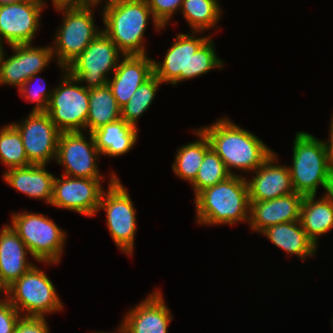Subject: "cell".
Instances as JSON below:
<instances>
[{
  "label": "cell",
  "mask_w": 333,
  "mask_h": 333,
  "mask_svg": "<svg viewBox=\"0 0 333 333\" xmlns=\"http://www.w3.org/2000/svg\"><path fill=\"white\" fill-rule=\"evenodd\" d=\"M125 311L120 321L127 333H168L175 317L159 287Z\"/></svg>",
  "instance_id": "cell-17"
},
{
  "label": "cell",
  "mask_w": 333,
  "mask_h": 333,
  "mask_svg": "<svg viewBox=\"0 0 333 333\" xmlns=\"http://www.w3.org/2000/svg\"><path fill=\"white\" fill-rule=\"evenodd\" d=\"M32 1L39 2V3L44 4L46 6V0H32Z\"/></svg>",
  "instance_id": "cell-43"
},
{
  "label": "cell",
  "mask_w": 333,
  "mask_h": 333,
  "mask_svg": "<svg viewBox=\"0 0 333 333\" xmlns=\"http://www.w3.org/2000/svg\"><path fill=\"white\" fill-rule=\"evenodd\" d=\"M330 321H331L330 323L332 324V325H331V327H332V328H331V331H332V333H333V316L331 317Z\"/></svg>",
  "instance_id": "cell-44"
},
{
  "label": "cell",
  "mask_w": 333,
  "mask_h": 333,
  "mask_svg": "<svg viewBox=\"0 0 333 333\" xmlns=\"http://www.w3.org/2000/svg\"><path fill=\"white\" fill-rule=\"evenodd\" d=\"M260 236L267 238L275 247L285 252L286 257H298L302 263L317 257L319 248L308 238L301 222H286L272 225Z\"/></svg>",
  "instance_id": "cell-23"
},
{
  "label": "cell",
  "mask_w": 333,
  "mask_h": 333,
  "mask_svg": "<svg viewBox=\"0 0 333 333\" xmlns=\"http://www.w3.org/2000/svg\"><path fill=\"white\" fill-rule=\"evenodd\" d=\"M164 84L153 74L147 81L139 86L129 102L121 108V119L134 127L138 126L139 119L149 112L156 95Z\"/></svg>",
  "instance_id": "cell-29"
},
{
  "label": "cell",
  "mask_w": 333,
  "mask_h": 333,
  "mask_svg": "<svg viewBox=\"0 0 333 333\" xmlns=\"http://www.w3.org/2000/svg\"><path fill=\"white\" fill-rule=\"evenodd\" d=\"M278 155L274 151L256 171L245 177L249 201L273 200L295 192L288 163H281Z\"/></svg>",
  "instance_id": "cell-18"
},
{
  "label": "cell",
  "mask_w": 333,
  "mask_h": 333,
  "mask_svg": "<svg viewBox=\"0 0 333 333\" xmlns=\"http://www.w3.org/2000/svg\"><path fill=\"white\" fill-rule=\"evenodd\" d=\"M141 129L123 119L108 123L92 132L101 156L117 158L128 154L137 145Z\"/></svg>",
  "instance_id": "cell-24"
},
{
  "label": "cell",
  "mask_w": 333,
  "mask_h": 333,
  "mask_svg": "<svg viewBox=\"0 0 333 333\" xmlns=\"http://www.w3.org/2000/svg\"><path fill=\"white\" fill-rule=\"evenodd\" d=\"M6 45H4L1 40H0V56L2 55L3 49L5 48Z\"/></svg>",
  "instance_id": "cell-42"
},
{
  "label": "cell",
  "mask_w": 333,
  "mask_h": 333,
  "mask_svg": "<svg viewBox=\"0 0 333 333\" xmlns=\"http://www.w3.org/2000/svg\"><path fill=\"white\" fill-rule=\"evenodd\" d=\"M104 183V179L55 175L50 206L87 218L96 217L102 193L106 189Z\"/></svg>",
  "instance_id": "cell-14"
},
{
  "label": "cell",
  "mask_w": 333,
  "mask_h": 333,
  "mask_svg": "<svg viewBox=\"0 0 333 333\" xmlns=\"http://www.w3.org/2000/svg\"><path fill=\"white\" fill-rule=\"evenodd\" d=\"M60 78L45 111L61 132L85 131L89 112V89L79 84L66 68L55 63Z\"/></svg>",
  "instance_id": "cell-10"
},
{
  "label": "cell",
  "mask_w": 333,
  "mask_h": 333,
  "mask_svg": "<svg viewBox=\"0 0 333 333\" xmlns=\"http://www.w3.org/2000/svg\"><path fill=\"white\" fill-rule=\"evenodd\" d=\"M0 228V281L8 288L37 261L9 223Z\"/></svg>",
  "instance_id": "cell-21"
},
{
  "label": "cell",
  "mask_w": 333,
  "mask_h": 333,
  "mask_svg": "<svg viewBox=\"0 0 333 333\" xmlns=\"http://www.w3.org/2000/svg\"><path fill=\"white\" fill-rule=\"evenodd\" d=\"M44 4L32 0L0 6V40L7 46L34 43L42 28Z\"/></svg>",
  "instance_id": "cell-16"
},
{
  "label": "cell",
  "mask_w": 333,
  "mask_h": 333,
  "mask_svg": "<svg viewBox=\"0 0 333 333\" xmlns=\"http://www.w3.org/2000/svg\"><path fill=\"white\" fill-rule=\"evenodd\" d=\"M191 132L196 139L178 146L171 163L175 177L184 180L189 185L195 180L205 153L211 148L208 138L199 128L194 127Z\"/></svg>",
  "instance_id": "cell-26"
},
{
  "label": "cell",
  "mask_w": 333,
  "mask_h": 333,
  "mask_svg": "<svg viewBox=\"0 0 333 333\" xmlns=\"http://www.w3.org/2000/svg\"><path fill=\"white\" fill-rule=\"evenodd\" d=\"M223 160L210 148L204 156L195 180L190 184L193 198L203 189L214 186L230 177Z\"/></svg>",
  "instance_id": "cell-31"
},
{
  "label": "cell",
  "mask_w": 333,
  "mask_h": 333,
  "mask_svg": "<svg viewBox=\"0 0 333 333\" xmlns=\"http://www.w3.org/2000/svg\"><path fill=\"white\" fill-rule=\"evenodd\" d=\"M153 16L160 22V24L165 26L175 27L177 26V21L175 16L179 14L182 6L183 0H146ZM174 17V18H173ZM175 19V23L173 22Z\"/></svg>",
  "instance_id": "cell-33"
},
{
  "label": "cell",
  "mask_w": 333,
  "mask_h": 333,
  "mask_svg": "<svg viewBox=\"0 0 333 333\" xmlns=\"http://www.w3.org/2000/svg\"><path fill=\"white\" fill-rule=\"evenodd\" d=\"M9 214V224L37 262L61 263L68 242L65 229L44 213L26 208Z\"/></svg>",
  "instance_id": "cell-9"
},
{
  "label": "cell",
  "mask_w": 333,
  "mask_h": 333,
  "mask_svg": "<svg viewBox=\"0 0 333 333\" xmlns=\"http://www.w3.org/2000/svg\"><path fill=\"white\" fill-rule=\"evenodd\" d=\"M300 222L308 238L319 248V239L333 231V205L320 194L304 196L300 208Z\"/></svg>",
  "instance_id": "cell-25"
},
{
  "label": "cell",
  "mask_w": 333,
  "mask_h": 333,
  "mask_svg": "<svg viewBox=\"0 0 333 333\" xmlns=\"http://www.w3.org/2000/svg\"><path fill=\"white\" fill-rule=\"evenodd\" d=\"M20 1H22V0H0V6L14 4V3H18Z\"/></svg>",
  "instance_id": "cell-41"
},
{
  "label": "cell",
  "mask_w": 333,
  "mask_h": 333,
  "mask_svg": "<svg viewBox=\"0 0 333 333\" xmlns=\"http://www.w3.org/2000/svg\"><path fill=\"white\" fill-rule=\"evenodd\" d=\"M303 195L291 193L267 201H249L248 227L252 233L260 235L272 225L300 220Z\"/></svg>",
  "instance_id": "cell-20"
},
{
  "label": "cell",
  "mask_w": 333,
  "mask_h": 333,
  "mask_svg": "<svg viewBox=\"0 0 333 333\" xmlns=\"http://www.w3.org/2000/svg\"><path fill=\"white\" fill-rule=\"evenodd\" d=\"M99 3L101 10L97 15L99 13L103 23L102 31L124 55L149 54L145 35L150 23L157 34L169 28L157 21L146 0H103Z\"/></svg>",
  "instance_id": "cell-3"
},
{
  "label": "cell",
  "mask_w": 333,
  "mask_h": 333,
  "mask_svg": "<svg viewBox=\"0 0 333 333\" xmlns=\"http://www.w3.org/2000/svg\"><path fill=\"white\" fill-rule=\"evenodd\" d=\"M117 329H114L113 332L112 331H93L91 333H127V330L125 329V327L123 326V324L121 322L118 323V325L115 327Z\"/></svg>",
  "instance_id": "cell-40"
},
{
  "label": "cell",
  "mask_w": 333,
  "mask_h": 333,
  "mask_svg": "<svg viewBox=\"0 0 333 333\" xmlns=\"http://www.w3.org/2000/svg\"><path fill=\"white\" fill-rule=\"evenodd\" d=\"M49 165L31 164L2 172V180L11 189L29 199L43 201L50 206L53 196L55 174L47 169Z\"/></svg>",
  "instance_id": "cell-22"
},
{
  "label": "cell",
  "mask_w": 333,
  "mask_h": 333,
  "mask_svg": "<svg viewBox=\"0 0 333 333\" xmlns=\"http://www.w3.org/2000/svg\"><path fill=\"white\" fill-rule=\"evenodd\" d=\"M323 192L321 194L333 205V169L329 172Z\"/></svg>",
  "instance_id": "cell-37"
},
{
  "label": "cell",
  "mask_w": 333,
  "mask_h": 333,
  "mask_svg": "<svg viewBox=\"0 0 333 333\" xmlns=\"http://www.w3.org/2000/svg\"><path fill=\"white\" fill-rule=\"evenodd\" d=\"M22 315L7 301L0 306V333H14Z\"/></svg>",
  "instance_id": "cell-35"
},
{
  "label": "cell",
  "mask_w": 333,
  "mask_h": 333,
  "mask_svg": "<svg viewBox=\"0 0 333 333\" xmlns=\"http://www.w3.org/2000/svg\"><path fill=\"white\" fill-rule=\"evenodd\" d=\"M47 317H25L18 321L14 333H51Z\"/></svg>",
  "instance_id": "cell-34"
},
{
  "label": "cell",
  "mask_w": 333,
  "mask_h": 333,
  "mask_svg": "<svg viewBox=\"0 0 333 333\" xmlns=\"http://www.w3.org/2000/svg\"><path fill=\"white\" fill-rule=\"evenodd\" d=\"M293 137L292 162L288 164L293 189L303 196L319 195L332 169L327 140L304 130Z\"/></svg>",
  "instance_id": "cell-6"
},
{
  "label": "cell",
  "mask_w": 333,
  "mask_h": 333,
  "mask_svg": "<svg viewBox=\"0 0 333 333\" xmlns=\"http://www.w3.org/2000/svg\"><path fill=\"white\" fill-rule=\"evenodd\" d=\"M121 119V108L118 106L110 87L89 89V112L87 115L86 132L92 133L108 123Z\"/></svg>",
  "instance_id": "cell-28"
},
{
  "label": "cell",
  "mask_w": 333,
  "mask_h": 333,
  "mask_svg": "<svg viewBox=\"0 0 333 333\" xmlns=\"http://www.w3.org/2000/svg\"><path fill=\"white\" fill-rule=\"evenodd\" d=\"M0 164L6 167L3 172L31 165L19 131L9 122L0 126Z\"/></svg>",
  "instance_id": "cell-30"
},
{
  "label": "cell",
  "mask_w": 333,
  "mask_h": 333,
  "mask_svg": "<svg viewBox=\"0 0 333 333\" xmlns=\"http://www.w3.org/2000/svg\"><path fill=\"white\" fill-rule=\"evenodd\" d=\"M37 263L8 287V301L22 316L49 318V315L65 311V304L46 270L39 266L55 267L59 263Z\"/></svg>",
  "instance_id": "cell-8"
},
{
  "label": "cell",
  "mask_w": 333,
  "mask_h": 333,
  "mask_svg": "<svg viewBox=\"0 0 333 333\" xmlns=\"http://www.w3.org/2000/svg\"><path fill=\"white\" fill-rule=\"evenodd\" d=\"M153 60L149 54L124 55L107 81L120 108H123L139 88L153 74Z\"/></svg>",
  "instance_id": "cell-19"
},
{
  "label": "cell",
  "mask_w": 333,
  "mask_h": 333,
  "mask_svg": "<svg viewBox=\"0 0 333 333\" xmlns=\"http://www.w3.org/2000/svg\"><path fill=\"white\" fill-rule=\"evenodd\" d=\"M193 200L195 223L200 227L248 226L250 202L244 176L231 175L203 189Z\"/></svg>",
  "instance_id": "cell-4"
},
{
  "label": "cell",
  "mask_w": 333,
  "mask_h": 333,
  "mask_svg": "<svg viewBox=\"0 0 333 333\" xmlns=\"http://www.w3.org/2000/svg\"><path fill=\"white\" fill-rule=\"evenodd\" d=\"M94 2H100V1H103V0H93Z\"/></svg>",
  "instance_id": "cell-45"
},
{
  "label": "cell",
  "mask_w": 333,
  "mask_h": 333,
  "mask_svg": "<svg viewBox=\"0 0 333 333\" xmlns=\"http://www.w3.org/2000/svg\"><path fill=\"white\" fill-rule=\"evenodd\" d=\"M96 10H101L99 2L54 9L62 16L50 43L55 63L66 68L102 31L95 20Z\"/></svg>",
  "instance_id": "cell-5"
},
{
  "label": "cell",
  "mask_w": 333,
  "mask_h": 333,
  "mask_svg": "<svg viewBox=\"0 0 333 333\" xmlns=\"http://www.w3.org/2000/svg\"><path fill=\"white\" fill-rule=\"evenodd\" d=\"M172 40L171 46L163 52V59L153 60L154 75L163 84L175 87L179 83L201 78L212 70L224 69L226 61L219 56L212 35L206 32H179Z\"/></svg>",
  "instance_id": "cell-1"
},
{
  "label": "cell",
  "mask_w": 333,
  "mask_h": 333,
  "mask_svg": "<svg viewBox=\"0 0 333 333\" xmlns=\"http://www.w3.org/2000/svg\"><path fill=\"white\" fill-rule=\"evenodd\" d=\"M11 48V55L5 48L0 56V87H14L17 90L26 80L36 73H42L54 63L52 47L48 45H34V43L15 44Z\"/></svg>",
  "instance_id": "cell-13"
},
{
  "label": "cell",
  "mask_w": 333,
  "mask_h": 333,
  "mask_svg": "<svg viewBox=\"0 0 333 333\" xmlns=\"http://www.w3.org/2000/svg\"><path fill=\"white\" fill-rule=\"evenodd\" d=\"M46 0V8L50 5ZM52 3V9L60 8V7H74V6H86L92 2L93 0H50Z\"/></svg>",
  "instance_id": "cell-36"
},
{
  "label": "cell",
  "mask_w": 333,
  "mask_h": 333,
  "mask_svg": "<svg viewBox=\"0 0 333 333\" xmlns=\"http://www.w3.org/2000/svg\"><path fill=\"white\" fill-rule=\"evenodd\" d=\"M41 74L36 73L17 90V94L20 95L23 101L35 104L30 109V112H45L54 91L55 85L49 87L47 80L43 76L41 77Z\"/></svg>",
  "instance_id": "cell-32"
},
{
  "label": "cell",
  "mask_w": 333,
  "mask_h": 333,
  "mask_svg": "<svg viewBox=\"0 0 333 333\" xmlns=\"http://www.w3.org/2000/svg\"><path fill=\"white\" fill-rule=\"evenodd\" d=\"M124 54L101 31L97 37L73 60L66 71L87 89L107 84Z\"/></svg>",
  "instance_id": "cell-11"
},
{
  "label": "cell",
  "mask_w": 333,
  "mask_h": 333,
  "mask_svg": "<svg viewBox=\"0 0 333 333\" xmlns=\"http://www.w3.org/2000/svg\"><path fill=\"white\" fill-rule=\"evenodd\" d=\"M102 158L96 147L93 134L85 131L61 132L58 138L55 164L63 175L89 179H105L100 171Z\"/></svg>",
  "instance_id": "cell-12"
},
{
  "label": "cell",
  "mask_w": 333,
  "mask_h": 333,
  "mask_svg": "<svg viewBox=\"0 0 333 333\" xmlns=\"http://www.w3.org/2000/svg\"><path fill=\"white\" fill-rule=\"evenodd\" d=\"M107 188L103 191L97 215L104 211L106 226L117 249L132 259L136 248L137 209L132 196L113 168L107 173Z\"/></svg>",
  "instance_id": "cell-7"
},
{
  "label": "cell",
  "mask_w": 333,
  "mask_h": 333,
  "mask_svg": "<svg viewBox=\"0 0 333 333\" xmlns=\"http://www.w3.org/2000/svg\"><path fill=\"white\" fill-rule=\"evenodd\" d=\"M208 138L210 147L223 160L231 175L248 176L274 152L260 137L233 122L228 115L198 127Z\"/></svg>",
  "instance_id": "cell-2"
},
{
  "label": "cell",
  "mask_w": 333,
  "mask_h": 333,
  "mask_svg": "<svg viewBox=\"0 0 333 333\" xmlns=\"http://www.w3.org/2000/svg\"><path fill=\"white\" fill-rule=\"evenodd\" d=\"M328 128V137L326 138V140L329 147L330 164L331 168L333 169V111L330 115Z\"/></svg>",
  "instance_id": "cell-38"
},
{
  "label": "cell",
  "mask_w": 333,
  "mask_h": 333,
  "mask_svg": "<svg viewBox=\"0 0 333 333\" xmlns=\"http://www.w3.org/2000/svg\"><path fill=\"white\" fill-rule=\"evenodd\" d=\"M10 123L19 131L31 164L55 163L61 131L46 112H29L20 118V121Z\"/></svg>",
  "instance_id": "cell-15"
},
{
  "label": "cell",
  "mask_w": 333,
  "mask_h": 333,
  "mask_svg": "<svg viewBox=\"0 0 333 333\" xmlns=\"http://www.w3.org/2000/svg\"><path fill=\"white\" fill-rule=\"evenodd\" d=\"M222 6L220 0H183L179 13L191 31L214 36L222 30L220 21L225 13Z\"/></svg>",
  "instance_id": "cell-27"
},
{
  "label": "cell",
  "mask_w": 333,
  "mask_h": 333,
  "mask_svg": "<svg viewBox=\"0 0 333 333\" xmlns=\"http://www.w3.org/2000/svg\"><path fill=\"white\" fill-rule=\"evenodd\" d=\"M8 301V288L0 281V306Z\"/></svg>",
  "instance_id": "cell-39"
}]
</instances>
